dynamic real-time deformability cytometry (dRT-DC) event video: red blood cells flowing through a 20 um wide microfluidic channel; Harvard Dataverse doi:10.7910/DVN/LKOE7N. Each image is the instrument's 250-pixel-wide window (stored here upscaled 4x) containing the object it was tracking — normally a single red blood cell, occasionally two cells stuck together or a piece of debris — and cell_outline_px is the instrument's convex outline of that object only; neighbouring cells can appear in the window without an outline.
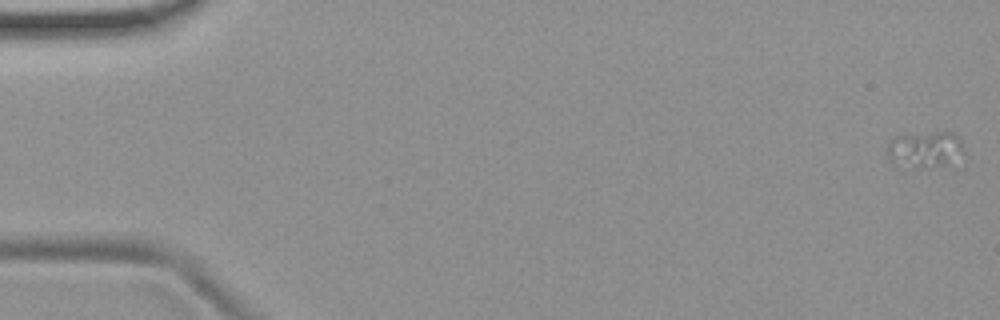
{"species": "common noctule bat (a hibernating species)", "species_latin": "Nyctalus noctula", "temperature_condition": "room temperature", "stored_images_in_passage": 54, "camera_frame_rate_fps": 3000, "um_per_image_px": 0.085, "animal": {"sex": "female", "body_mass_g": 19.9}, "frame": {"image": 1, "passage_image": 1, "time_ms": 0.0, "image_size_px": [1000, 320], "cell_outline_px": [[964, 152], [928, 168], [920, 168], [896, 164], [888, 160], [888, 140], [896, 136], [936, 132], [952, 132], [960, 140]], "centroid_in_image_um": [78.52, 12.67], "position_along_channel_um": 6.5, "area_um2": 15.43}}
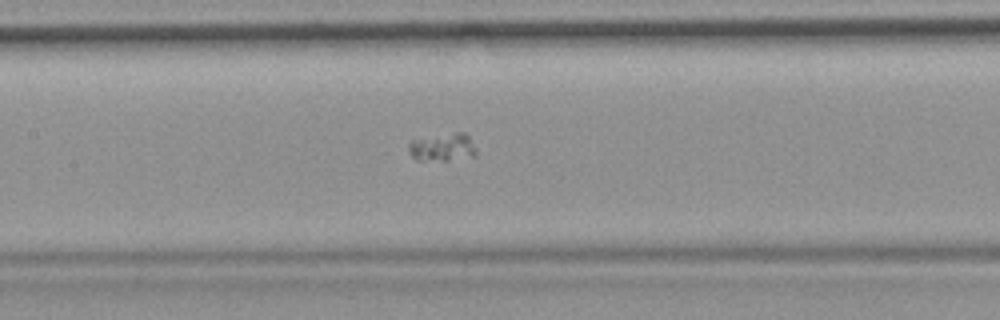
{"frame": {"image": 2, "passage_image": 26, "time_ms": 8.333, "image_size_px": [1000, 320], "cell_outline_px": [[476, 156], [448, 160], [416, 160], [412, 156], [408, 148], [408, 144], [412, 140], [456, 132], [464, 132], [468, 136], [476, 148]], "centroid_in_image_um": [37.64, 12.52], "position_along_channel_um": 169.8, "area_um2": 10.87}}
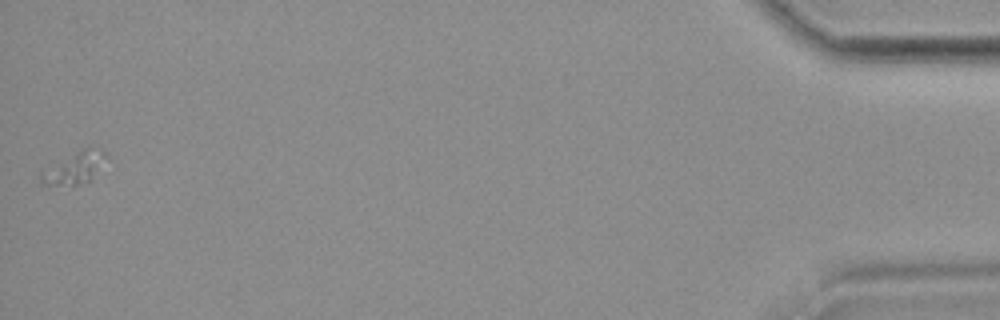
{"frame": {"image": 3, "passage_image": 54, "time_ms": 17.667, "image_size_px": [1000, 320], "cell_outline_px": [[108, 156], [88, 180], [76, 184], [40, 184], [40, 172], [84, 148], [88, 148], [104, 152]], "centroid_in_image_um": [6.29, 14.28], "position_along_channel_um": 428.9, "area_um2": 10.98}}